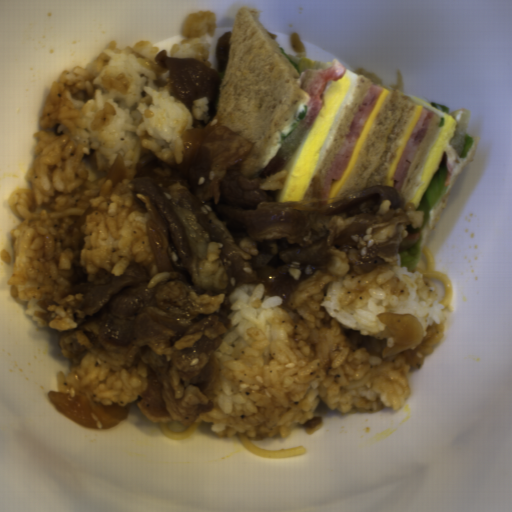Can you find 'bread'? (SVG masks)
<instances>
[{
  "instance_id": "obj_2",
  "label": "bread",
  "mask_w": 512,
  "mask_h": 512,
  "mask_svg": "<svg viewBox=\"0 0 512 512\" xmlns=\"http://www.w3.org/2000/svg\"><path fill=\"white\" fill-rule=\"evenodd\" d=\"M418 103L404 93L403 76L396 71V84L388 94L335 198L357 189L381 185L413 120Z\"/></svg>"
},
{
  "instance_id": "obj_1",
  "label": "bread",
  "mask_w": 512,
  "mask_h": 512,
  "mask_svg": "<svg viewBox=\"0 0 512 512\" xmlns=\"http://www.w3.org/2000/svg\"><path fill=\"white\" fill-rule=\"evenodd\" d=\"M260 10L242 6L234 16L225 71L220 83L218 124L249 139L255 146L244 158L241 172L255 177L275 156L285 165L308 129L306 116L288 134L308 106V88L322 70L340 60L314 61L309 71H297L260 21Z\"/></svg>"
},
{
  "instance_id": "obj_5",
  "label": "bread",
  "mask_w": 512,
  "mask_h": 512,
  "mask_svg": "<svg viewBox=\"0 0 512 512\" xmlns=\"http://www.w3.org/2000/svg\"><path fill=\"white\" fill-rule=\"evenodd\" d=\"M441 124L438 115L433 112V117L415 151L410 167L404 179L403 185L399 194L405 200L411 186L413 185L416 177L418 176L437 136Z\"/></svg>"
},
{
  "instance_id": "obj_3",
  "label": "bread",
  "mask_w": 512,
  "mask_h": 512,
  "mask_svg": "<svg viewBox=\"0 0 512 512\" xmlns=\"http://www.w3.org/2000/svg\"><path fill=\"white\" fill-rule=\"evenodd\" d=\"M471 114V110L464 107L452 112H448V116L454 119V132L450 143L438 165V167L444 166L445 168V186H447V193L430 211L428 221L423 228H413V226L409 224L405 225L403 238L412 235L413 233L422 234L420 251L428 242L431 230L435 229L462 170L472 162L479 146L480 138H474V142L467 156L461 159V155L465 147Z\"/></svg>"
},
{
  "instance_id": "obj_4",
  "label": "bread",
  "mask_w": 512,
  "mask_h": 512,
  "mask_svg": "<svg viewBox=\"0 0 512 512\" xmlns=\"http://www.w3.org/2000/svg\"><path fill=\"white\" fill-rule=\"evenodd\" d=\"M353 73L357 74L359 80L356 84V87L347 103V106L344 110V113L341 117V120L338 124L336 132L333 136V139L330 143V146L303 198L311 199V198H319L328 178L331 173V170L334 166L336 158L339 154V151L351 129L353 121L356 117V114L368 95L371 86L377 85L382 86V79L379 78L373 72L367 71L362 68H358Z\"/></svg>"
}]
</instances>
